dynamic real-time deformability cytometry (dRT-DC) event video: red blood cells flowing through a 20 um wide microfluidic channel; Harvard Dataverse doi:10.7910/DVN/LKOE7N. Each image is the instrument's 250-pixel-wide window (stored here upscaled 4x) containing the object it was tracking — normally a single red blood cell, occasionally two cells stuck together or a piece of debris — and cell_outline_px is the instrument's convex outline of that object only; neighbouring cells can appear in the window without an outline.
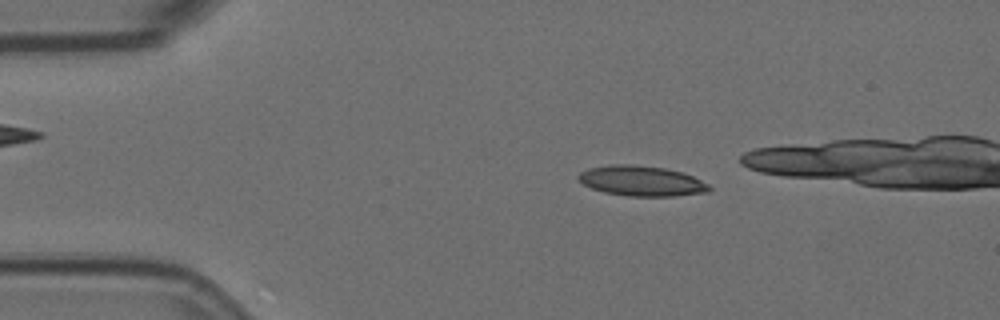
{"species": "Egyptian fruit bat (a non-hibernating species)", "species_latin": "Rousettus aegyptiacus", "temperature_condition": "room temperature", "stored_images_in_passage": 46, "camera_frame_rate_fps": 3000, "um_per_image_px": 0.085, "animal": {"sex": "female"}, "frame": {"image": 1, "passage_image": 10, "time_ms": 3.0, "image_size_px": [1000, 320], "cell_outline_px": [[712, 188], [708, 192], [676, 196], [628, 196], [604, 192], [592, 188], [584, 184], [576, 176], [580, 172], [588, 168], [612, 164], [632, 164], [664, 168], [684, 172], [708, 184]], "centroid_in_image_um": [54.53, 15.37], "position_along_channel_um": 30.5, "area_um2": 23.06}}
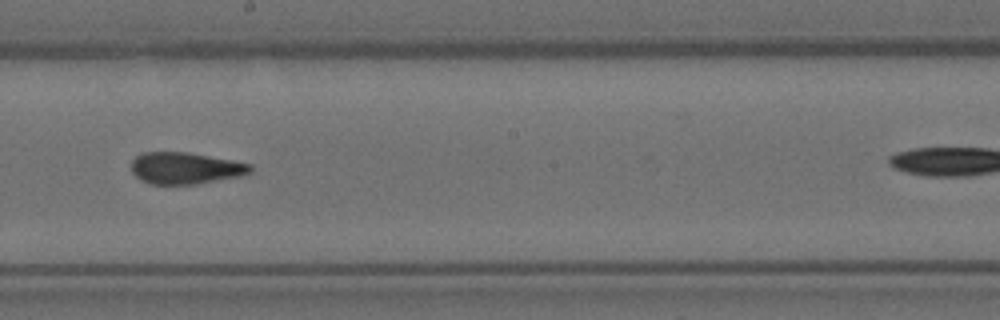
{"frame": {"image": 2, "passage_image": 31, "time_ms": 10.0, "image_size_px": [1000, 320], "cell_outline_px": [[252, 172], [240, 176], [196, 184], [152, 184], [140, 180], [132, 172], [132, 160], [136, 156], [144, 152], [188, 152], [232, 160], [252, 164]], "centroid_in_image_um": [15.76, 14.29], "position_along_channel_um": 232.4, "area_um2": 21.96}}
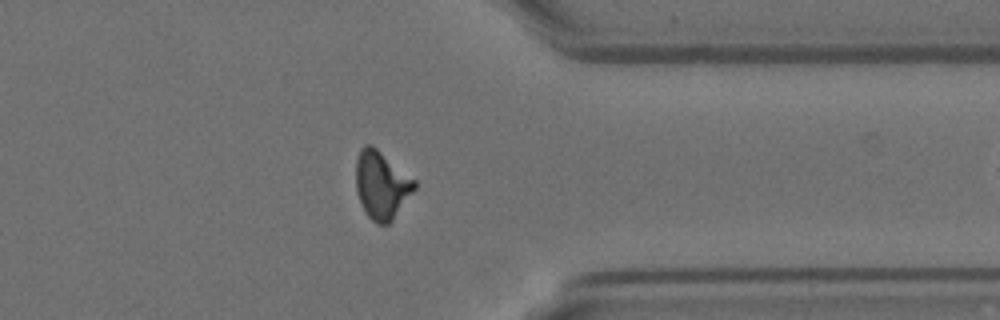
{"frame": {"image": 3, "passage_image": 44, "time_ms": 14.333, "image_size_px": [1000, 320], "cell_outline_px": [[416, 188], [392, 220], [388, 224], [376, 224], [368, 216], [356, 192], [356, 160], [360, 148], [364, 144], [372, 144], [416, 180]], "centroid_in_image_um": [32.43, 15.69], "position_along_channel_um": 379.0, "area_um2": 23.12}}